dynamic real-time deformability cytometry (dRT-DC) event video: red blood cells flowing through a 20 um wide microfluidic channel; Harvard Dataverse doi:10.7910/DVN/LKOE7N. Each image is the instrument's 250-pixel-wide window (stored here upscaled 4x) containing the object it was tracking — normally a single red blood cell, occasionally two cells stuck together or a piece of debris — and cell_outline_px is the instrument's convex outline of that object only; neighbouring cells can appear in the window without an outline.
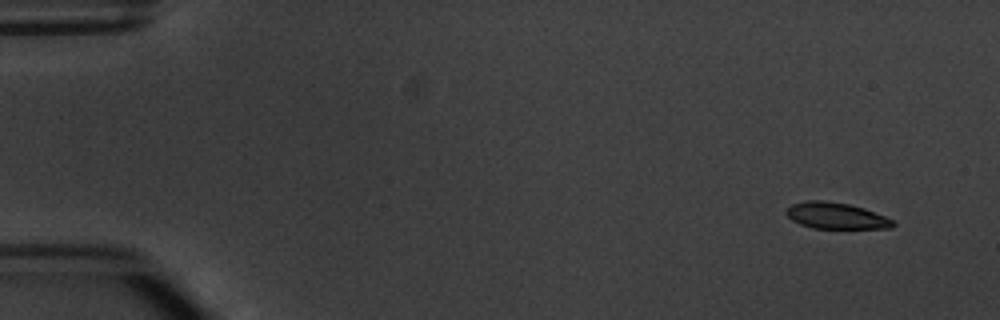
{"species": "common noctule bat (a hibernating species)", "species_latin": "Nyctalus noctula", "temperature_condition": "warm", "stored_images_in_passage": 6, "camera_frame_rate_fps": 3000, "um_per_image_px": 0.085, "animal": {"sex": "male", "body_mass_g": 20.1, "forearm_length_mm": 53.5}, "frame": {"image": 1, "passage_image": 1, "time_ms": 0.0, "image_size_px": [1000, 320], "cell_outline_px": [[896, 224], [892, 228], [812, 228], [800, 224], [792, 220], [784, 212], [792, 204], [808, 200], [824, 200], [848, 204], [864, 208], [884, 216], [892, 220]], "centroid_in_image_um": [71.04, 18.34], "position_along_channel_um": 14.0, "area_um2": 16.24}}
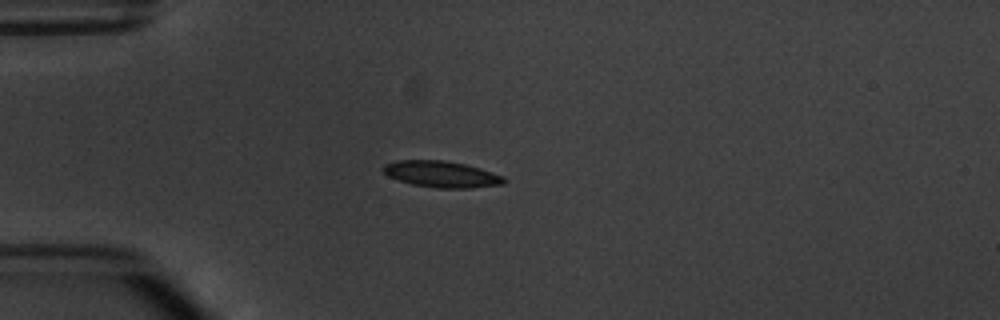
{"frame": {"image": 2, "passage_image": 4, "time_ms": 3.667, "image_size_px": [1000, 320], "cell_outline_px": [[508, 180], [504, 184], [468, 188], [436, 188], [412, 184], [388, 176], [380, 168], [384, 164], [396, 160], [444, 160], [464, 164], [480, 168], [504, 176]], "centroid_in_image_um": [37.53, 14.8], "position_along_channel_um": 47.5, "area_um2": 18.61}}